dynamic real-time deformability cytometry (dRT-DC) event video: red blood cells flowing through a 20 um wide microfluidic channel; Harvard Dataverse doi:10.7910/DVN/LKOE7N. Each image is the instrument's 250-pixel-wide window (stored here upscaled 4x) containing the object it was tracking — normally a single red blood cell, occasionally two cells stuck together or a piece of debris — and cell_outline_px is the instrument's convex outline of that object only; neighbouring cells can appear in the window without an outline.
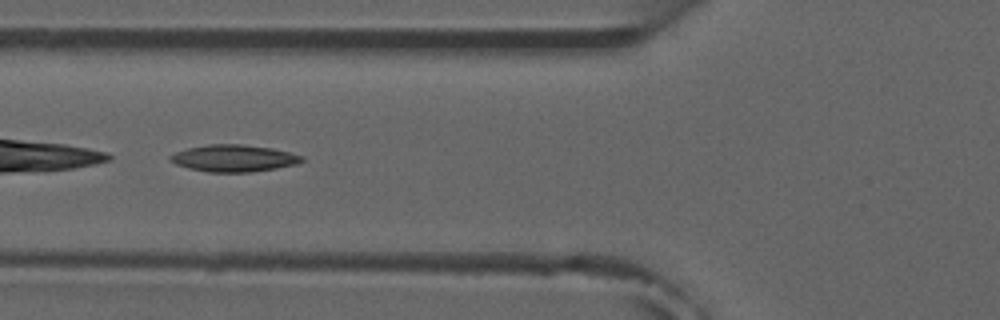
{"species": "common noctule bat (a hibernating species)", "species_latin": "Nyctalus noctula", "temperature_condition": "room temperature", "stored_images_in_passage": 6, "camera_frame_rate_fps": 3000, "um_per_image_px": 0.085, "animal": {"sex": "male", "forearm_length_mm": 52.5}, "frame": {"image": 1, "passage_image": 4, "time_ms": 3.333, "image_size_px": [1000, 320], "cell_outline_px": [[304, 160], [296, 164], [276, 168], [252, 172], [208, 172], [188, 168], [176, 164], [168, 160], [168, 156], [176, 152], [188, 148], [208, 144], [240, 144], [272, 148], [304, 156]], "centroid_in_image_um": [19.85, 13.45], "position_along_channel_um": 105.9, "area_um2": 20.63}}
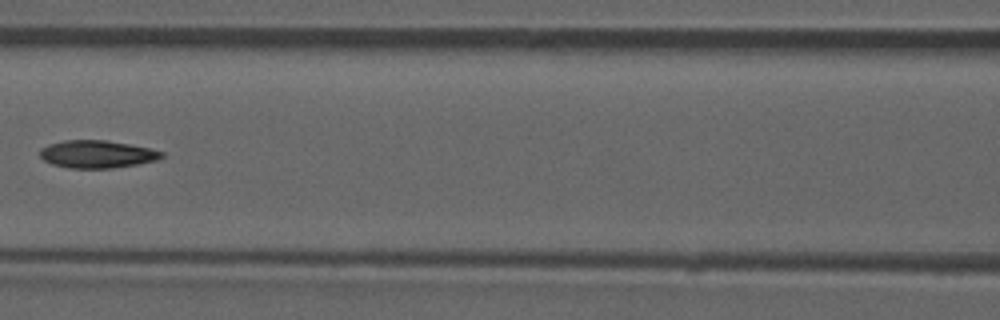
{"frame": {"image": 2, "passage_image": 5, "time_ms": 4.667, "image_size_px": [1000, 320], "cell_outline_px": [[164, 156], [156, 160], [136, 164], [112, 168], [68, 168], [52, 164], [44, 160], [40, 156], [40, 148], [48, 144], [64, 140], [104, 140], [128, 144], [148, 148], [164, 152]], "centroid_in_image_um": [8.21, 13.1], "position_along_channel_um": 158.4, "area_um2": 19.48}}